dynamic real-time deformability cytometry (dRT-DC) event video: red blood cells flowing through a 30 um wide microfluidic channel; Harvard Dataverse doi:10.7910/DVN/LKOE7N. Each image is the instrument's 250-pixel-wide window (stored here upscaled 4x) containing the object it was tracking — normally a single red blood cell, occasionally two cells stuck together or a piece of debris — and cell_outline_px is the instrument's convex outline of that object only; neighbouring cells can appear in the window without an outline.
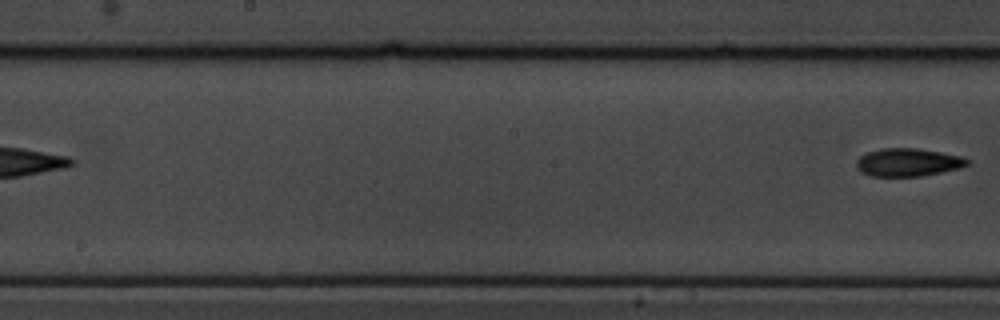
{"species": "common noctule bat (a hibernating species)", "species_latin": "Nyctalus noctula", "temperature_condition": "cold", "stored_images_in_passage": 7, "segment_of_instrument_passage": [2, 2], "camera_frame_rate_fps": 3000, "um_per_image_px": 0.085, "animal": {"sex": "male", "body_mass_g": 19.5, "forearm_length_mm": 54.6}, "frame": {"image": 1, "passage_image": 7, "time_ms": 7.0, "image_size_px": [1000, 320], "cell_outline_px": [[968, 164], [960, 168], [920, 176], [872, 176], [860, 172], [856, 168], [856, 160], [860, 156], [868, 152], [884, 148], [920, 148], [960, 156], [968, 160]], "centroid_in_image_um": [77.13, 13.79], "position_along_channel_um": 171.1, "area_um2": 17.98}}